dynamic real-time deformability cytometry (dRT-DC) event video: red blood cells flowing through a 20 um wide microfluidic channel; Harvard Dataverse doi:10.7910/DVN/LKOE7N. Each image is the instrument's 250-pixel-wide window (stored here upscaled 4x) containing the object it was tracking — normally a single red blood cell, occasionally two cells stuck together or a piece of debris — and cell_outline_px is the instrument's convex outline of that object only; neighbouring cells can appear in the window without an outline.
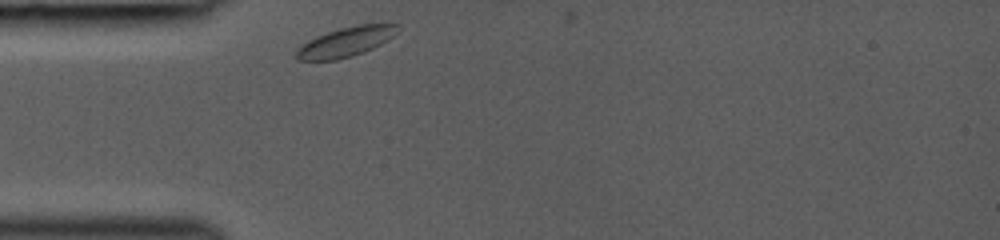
{"species": "common noctule bat (a hibernating species)", "species_latin": "Nyctalus noctula", "temperature_condition": "room temperature", "stored_images_in_passage": 10, "camera_frame_rate_fps": 3000, "um_per_image_px": 0.085, "animal": {"sex": "female", "body_mass_g": 19.0, "forearm_length_mm": 53.3}, "frame": {"image": 1, "passage_image": 1, "time_ms": 0.0, "image_size_px": [1000, 240], "cell_outline_px": [[400, 24], [392, 36], [388, 40], [372, 48], [352, 56], [336, 60], [300, 60], [296, 56], [296, 52], [308, 40], [328, 32], [340, 28], [356, 24]], "centroid_in_image_um": [29.41, 3.55], "position_along_channel_um": 55.6, "area_um2": 16.99}}
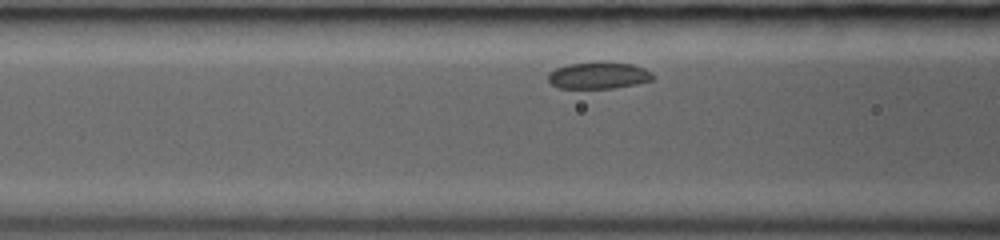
{"frame": {"image": 2, "passage_image": 7, "time_ms": 1.667, "image_size_px": [1000, 240], "cell_outline_px": [[652, 80], [636, 84], [612, 88], [560, 88], [552, 84], [548, 80], [548, 72], [556, 68], [568, 64], [632, 64], [644, 68], [652, 72]], "centroid_in_image_um": [50.85, 6.44], "position_along_channel_um": 115.7, "area_um2": 15.66}}